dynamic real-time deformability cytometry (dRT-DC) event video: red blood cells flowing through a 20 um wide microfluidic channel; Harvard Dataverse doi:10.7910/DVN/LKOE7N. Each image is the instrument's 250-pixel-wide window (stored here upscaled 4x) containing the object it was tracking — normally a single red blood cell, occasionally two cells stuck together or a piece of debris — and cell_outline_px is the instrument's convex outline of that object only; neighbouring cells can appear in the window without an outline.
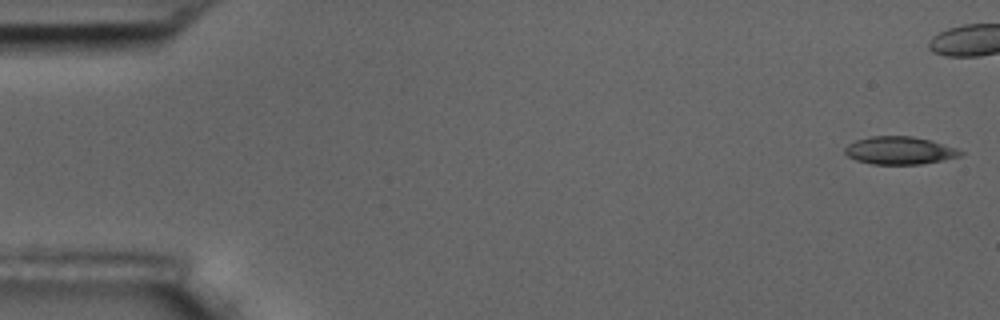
{"species": "common noctule bat (a hibernating species)", "species_latin": "Nyctalus noctula", "temperature_condition": "room temperature", "stored_images_in_passage": 44, "camera_frame_rate_fps": 3000, "um_per_image_px": 0.085, "animal": {"sex": "male", "body_mass_g": 17.5, "forearm_length_mm": 52.3}, "frame": {"image": 1, "passage_image": 1, "time_ms": 0.0, "image_size_px": [1000, 320], "cell_outline_px": [[964, 152], [960, 156], [920, 164], [872, 164], [856, 160], [848, 156], [844, 152], [844, 148], [848, 144], [856, 140], [872, 136], [912, 136], [932, 140], [956, 148]], "centroid_in_image_um": [76.45, 12.78], "position_along_channel_um": 8.6, "area_um2": 18.61}}
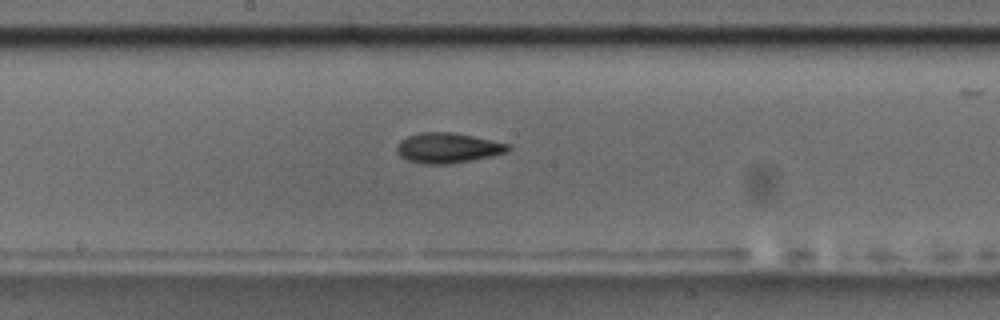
{"frame": {"image": 2, "passage_image": 29, "time_ms": 9.333, "image_size_px": [1000, 320], "cell_outline_px": [[512, 148], [508, 152], [492, 156], [452, 164], [424, 164], [408, 160], [400, 156], [396, 152], [396, 148], [400, 140], [408, 136], [420, 132], [452, 132], [512, 144]], "centroid_in_image_um": [38.09, 12.58], "position_along_channel_um": 210.1, "area_um2": 19.77}}
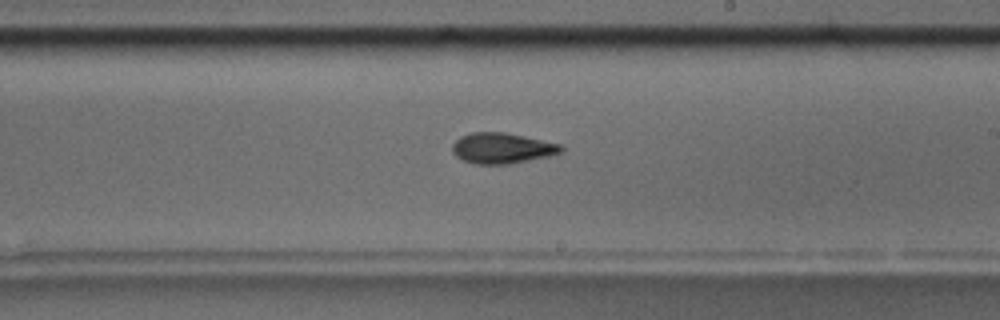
{"frame": {"image": 3, "passage_image": 32, "time_ms": 10.333, "image_size_px": [1000, 320], "cell_outline_px": [[564, 148], [560, 152], [548, 156], [508, 164], [476, 164], [464, 160], [456, 156], [452, 152], [452, 144], [460, 136], [472, 132], [504, 132], [564, 144]], "centroid_in_image_um": [42.68, 12.58], "position_along_channel_um": 246.3, "area_um2": 19.42}}